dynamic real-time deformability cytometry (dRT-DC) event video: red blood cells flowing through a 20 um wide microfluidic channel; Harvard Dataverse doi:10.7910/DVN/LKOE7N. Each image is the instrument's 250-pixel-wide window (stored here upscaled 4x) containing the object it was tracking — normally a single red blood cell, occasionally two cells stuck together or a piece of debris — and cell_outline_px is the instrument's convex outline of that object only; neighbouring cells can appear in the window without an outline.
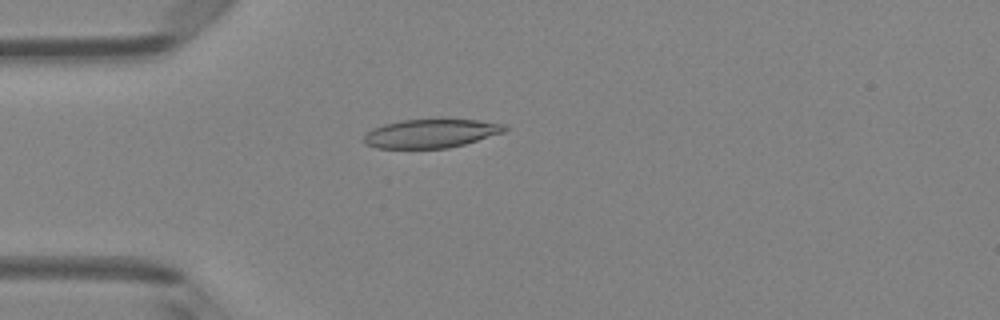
{"species": "Egyptian fruit bat (a non-hibernating species)", "species_latin": "Rousettus aegyptiacus", "temperature_condition": "room temperature", "stored_images_in_passage": 45, "camera_frame_rate_fps": 3000, "um_per_image_px": 0.085, "animal": {"sex": "female"}, "frame": {"image": 1, "passage_image": 9, "time_ms": 2.667, "image_size_px": [1000, 320], "cell_outline_px": [[508, 132], [464, 144], [448, 148], [376, 148], [364, 144], [364, 136], [372, 128], [384, 124], [400, 120], [480, 120], [504, 124], [508, 128]], "centroid_in_image_um": [36.66, 11.35], "position_along_channel_um": 48.3, "area_um2": 23.58}}
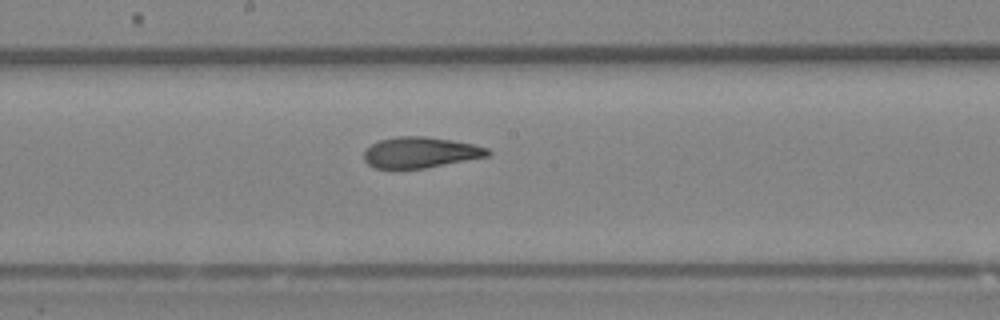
{"frame": {"image": 2, "passage_image": 22, "time_ms": 7.0, "image_size_px": [1000, 320], "cell_outline_px": [[492, 152], [488, 156], [424, 168], [376, 168], [368, 164], [364, 160], [364, 152], [372, 144], [380, 140], [396, 136], [424, 136], [452, 140], [472, 144], [488, 148]], "centroid_in_image_um": [35.73, 12.95], "position_along_channel_um": 212.5, "area_um2": 22.02}}
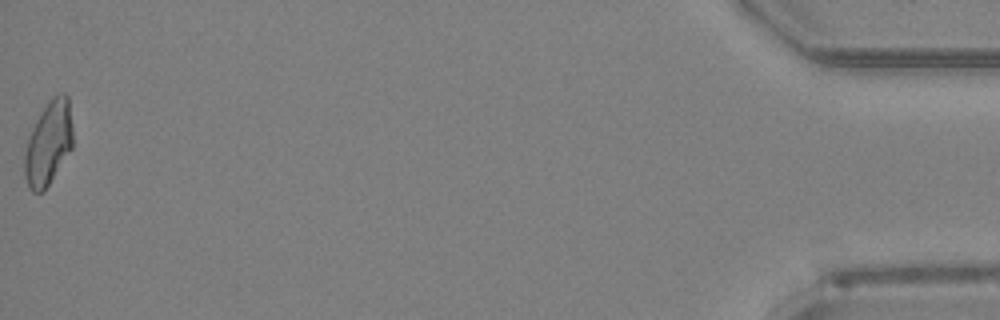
{"frame": {"image": 3, "passage_image": 45, "time_ms": 14.667, "image_size_px": [1000, 320], "cell_outline_px": [[72, 148], [44, 192], [32, 192], [28, 188], [24, 176], [24, 156], [28, 140], [36, 120], [40, 112], [48, 100], [52, 96], [60, 92], [64, 92], [68, 96], [72, 128]], "centroid_in_image_um": [4.11, 12.17], "position_along_channel_um": 431.1, "area_um2": 23.64}, "authors_computed_cell_mechanics": {"area_um2": 23.2356, "velocity_mm_per_s": 4.1214, "shape_relaxation_time_tau1_ms": 6.3326, "shape_relaxation_time_tau2_ms": 1.7636, "deformation_change_tau1": 0.1962, "deformation_change_tau2": 0.0781}}